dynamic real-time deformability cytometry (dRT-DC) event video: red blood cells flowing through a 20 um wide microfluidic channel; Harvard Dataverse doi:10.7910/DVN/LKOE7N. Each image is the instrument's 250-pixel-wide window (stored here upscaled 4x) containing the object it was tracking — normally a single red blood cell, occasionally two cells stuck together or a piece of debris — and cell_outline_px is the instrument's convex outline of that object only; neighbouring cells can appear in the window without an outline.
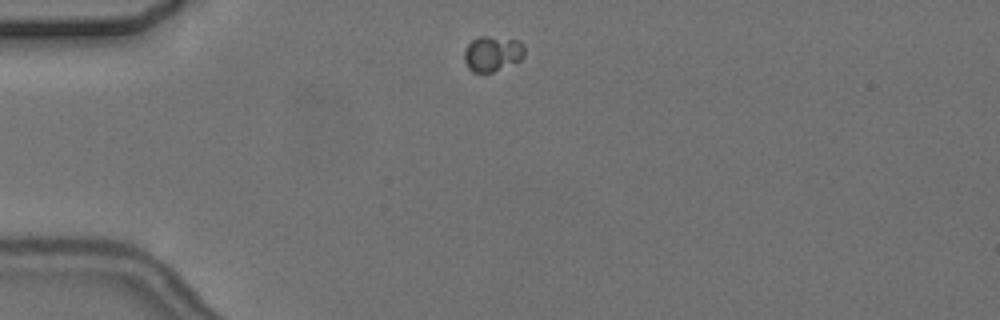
{"species": "common noctule bat (a hibernating species)", "species_latin": "Nyctalus noctula", "temperature_condition": "cold", "stored_images_in_passage": 2, "camera_frame_rate_fps": 3000, "um_per_image_px": 0.085, "animal": {"sex": "female", "body_mass_g": 24.6, "forearm_length_mm": 56.2}, "frame": {"image": 1, "passage_image": 1, "time_ms": 0.0, "image_size_px": [1000, 320], "cell_outline_px": [[524, 56], [520, 60], [492, 72], [472, 72], [468, 68], [464, 60], [464, 52], [468, 44], [472, 40], [480, 36], [488, 36], [520, 40], [524, 44]], "centroid_in_image_um": [41.86, 4.54], "position_along_channel_um": 43.1, "area_um2": 12.43}}